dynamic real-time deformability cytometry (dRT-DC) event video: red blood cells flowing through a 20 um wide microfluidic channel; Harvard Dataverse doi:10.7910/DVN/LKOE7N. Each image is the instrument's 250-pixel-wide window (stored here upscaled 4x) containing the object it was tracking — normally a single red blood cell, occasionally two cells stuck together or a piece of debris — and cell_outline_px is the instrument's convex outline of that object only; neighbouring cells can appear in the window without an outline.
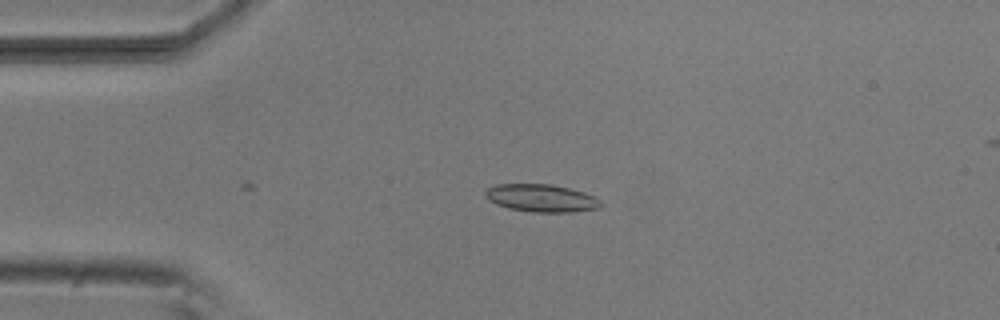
{"species": "common noctule bat (a hibernating species)", "species_latin": "Nyctalus noctula", "temperature_condition": "room temperature", "stored_images_in_passage": 4, "camera_frame_rate_fps": 3000, "um_per_image_px": 0.085, "animal": {"sex": "male", "body_mass_g": 20.5, "forearm_length_mm": 52.5}, "frame": {"image": 1, "passage_image": 4, "time_ms": 1.0, "image_size_px": [1000, 320], "cell_outline_px": [[600, 208], [572, 212], [532, 212], [508, 208], [496, 204], [488, 200], [484, 192], [488, 188], [496, 184], [552, 184], [584, 192], [596, 196], [600, 200]], "centroid_in_image_um": [46.01, 16.84], "position_along_channel_um": 39.0, "area_um2": 18.67}}